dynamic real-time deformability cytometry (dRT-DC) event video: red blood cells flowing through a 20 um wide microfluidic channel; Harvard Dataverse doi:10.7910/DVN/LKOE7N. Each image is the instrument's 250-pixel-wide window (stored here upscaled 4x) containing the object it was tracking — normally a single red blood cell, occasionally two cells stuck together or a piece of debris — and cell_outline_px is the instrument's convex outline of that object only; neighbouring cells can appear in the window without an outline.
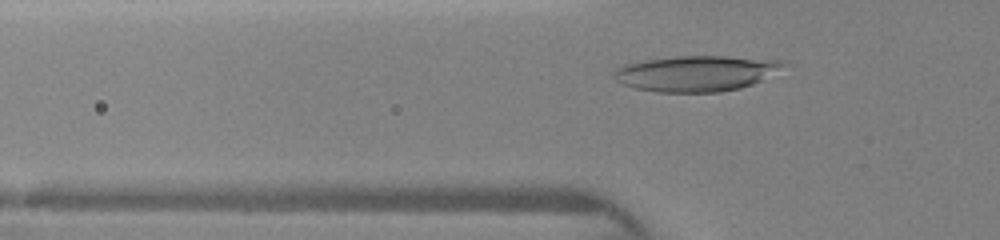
{"species": "human", "species_latin": "Homo sapiens", "temperature_condition": "warm", "stored_images_in_passage": 8, "camera_frame_rate_fps": 3000, "um_per_image_px": 0.085, "donor": {"sex": "female"}, "frame": {"image": 1, "passage_image": 2, "time_ms": 0.333, "image_size_px": [1000, 240], "cell_outline_px": [[788, 64], [760, 80], [752, 84], [740, 88], [720, 92], [656, 92], [632, 88], [620, 84], [612, 76], [616, 68], [624, 64], [644, 60], [676, 56], [728, 56], [780, 60]], "centroid_in_image_um": [59.1, 6.24], "position_along_channel_um": 66.7, "area_um2": 35.32}}
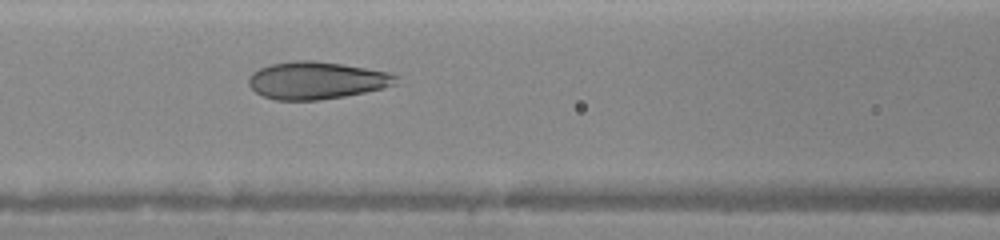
{"frame": {"image": 2, "passage_image": 6, "time_ms": 2.0, "image_size_px": [1000, 240], "cell_outline_px": [[396, 84], [384, 88], [344, 96], [320, 100], [276, 100], [264, 96], [256, 92], [248, 84], [248, 80], [252, 72], [268, 64], [300, 60], [308, 60], [340, 64], [388, 72], [396, 76]], "centroid_in_image_um": [26.87, 6.84], "position_along_channel_um": 139.7, "area_um2": 31.79}}
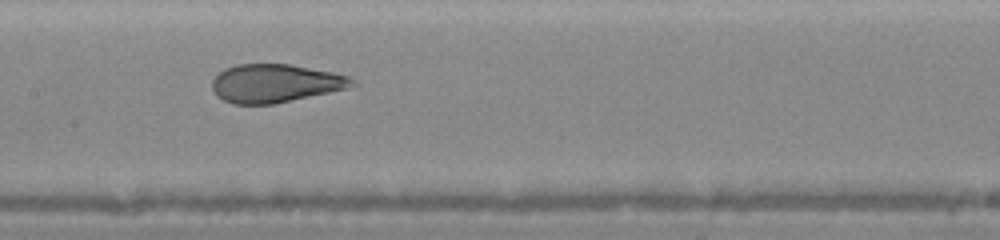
{"frame": {"image": 3, "passage_image": 7, "time_ms": 3.0, "image_size_px": [1000, 240], "cell_outline_px": [[356, 84], [344, 88], [328, 92], [272, 104], [232, 104], [216, 96], [212, 88], [212, 80], [224, 68], [236, 64], [288, 64], [332, 72], [348, 76], [356, 80]], "centroid_in_image_um": [23.34, 7.07], "position_along_channel_um": 184.1, "area_um2": 30.92}}